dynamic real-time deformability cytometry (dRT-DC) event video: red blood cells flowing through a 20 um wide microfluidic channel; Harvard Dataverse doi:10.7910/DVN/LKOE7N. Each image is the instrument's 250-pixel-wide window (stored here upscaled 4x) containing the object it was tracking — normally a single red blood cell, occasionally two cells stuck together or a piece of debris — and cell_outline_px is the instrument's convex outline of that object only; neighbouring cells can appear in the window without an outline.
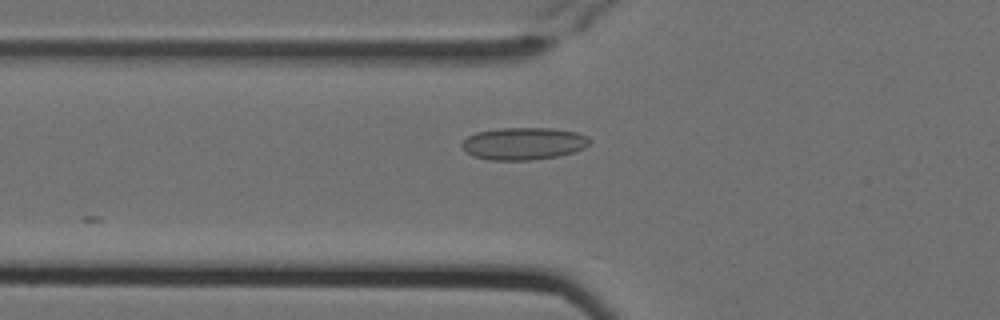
{"species": "Egyptian fruit bat (a non-hibernating species)", "species_latin": "Rousettus aegyptiacus", "temperature_condition": "cold", "stored_images_in_passage": 7, "camera_frame_rate_fps": 3000, "um_per_image_px": 0.085, "animal": {"sex": "female"}, "frame": {"image": 1, "passage_image": 6, "time_ms": 1.667, "image_size_px": [1000, 320], "cell_outline_px": [[592, 140], [584, 148], [560, 156], [532, 160], [488, 160], [472, 156], [460, 144], [468, 136], [476, 132], [500, 128], [552, 128], [576, 132], [588, 136]], "centroid_in_image_um": [44.51, 12.2], "position_along_channel_um": 81.3, "area_um2": 24.16}}
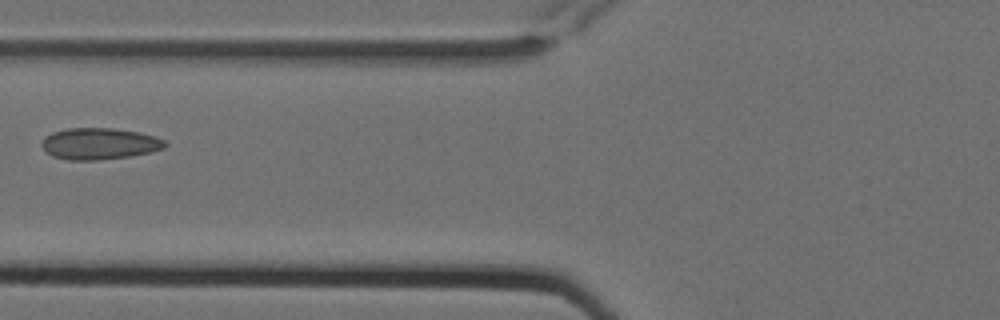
{"frame": {"image": 2, "passage_image": 7, "time_ms": 2.0, "image_size_px": [1000, 320], "cell_outline_px": [[168, 144], [164, 148], [152, 152], [128, 156], [100, 160], [68, 160], [52, 156], [40, 144], [44, 136], [52, 132], [68, 128], [112, 128], [140, 132], [164, 140]], "centroid_in_image_um": [8.43, 12.21], "position_along_channel_um": 117.4, "area_um2": 22.66}}